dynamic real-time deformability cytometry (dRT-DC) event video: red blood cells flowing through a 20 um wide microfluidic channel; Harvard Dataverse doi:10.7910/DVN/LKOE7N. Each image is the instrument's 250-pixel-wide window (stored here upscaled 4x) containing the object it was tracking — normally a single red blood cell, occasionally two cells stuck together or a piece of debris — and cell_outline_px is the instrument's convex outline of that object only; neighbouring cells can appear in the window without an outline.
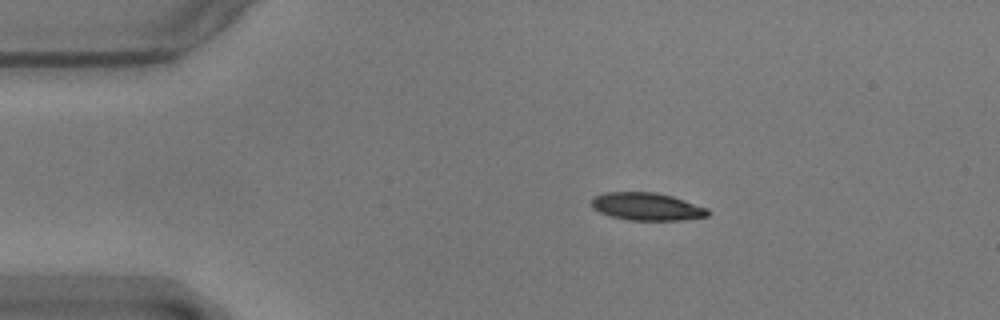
{"species": "common noctule bat (a hibernating species)", "species_latin": "Nyctalus noctula", "temperature_condition": "warm", "stored_images_in_passage": 47, "camera_frame_rate_fps": 3000, "um_per_image_px": 0.085, "animal": {"sex": "male", "body_mass_g": 17.9}, "frame": {"image": 1, "passage_image": 1, "time_ms": 0.0, "image_size_px": [1000, 320], "cell_outline_px": [[708, 216], [680, 220], [628, 220], [612, 216], [600, 212], [592, 208], [592, 196], [604, 192], [656, 192], [672, 196], [708, 208]], "centroid_in_image_um": [54.95, 17.55], "position_along_channel_um": 30.0, "area_um2": 18.73}}
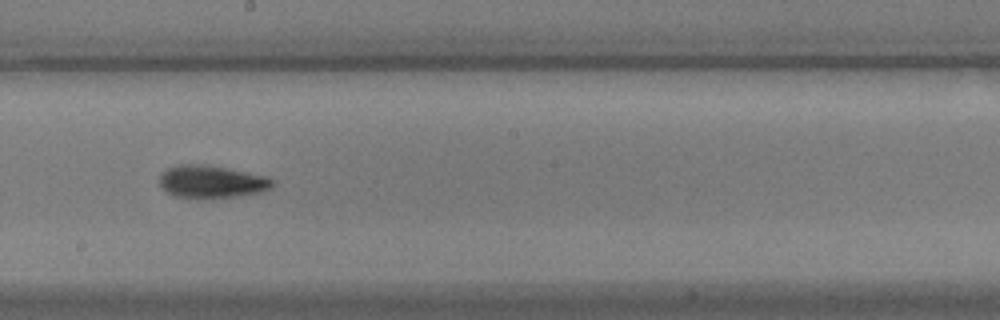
{"frame": {"image": 2, "passage_image": 22, "time_ms": 7.0, "image_size_px": [1000, 320], "cell_outline_px": [[276, 184], [272, 188], [260, 192], [236, 196], [196, 200], [176, 196], [168, 192], [160, 184], [160, 176], [168, 168], [180, 164], [208, 164], [268, 176]], "centroid_in_image_um": [18.02, 15.45], "position_along_channel_um": 230.2, "area_um2": 21.79}}
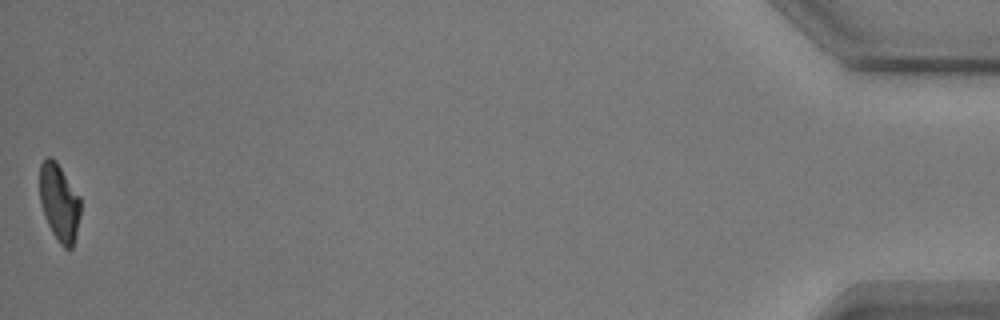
{"frame": {"image": 3, "passage_image": 47, "time_ms": 15.333, "image_size_px": [1000, 320], "cell_outline_px": [[80, 216], [72, 248], [64, 248], [60, 244], [52, 232], [44, 216], [40, 200], [40, 164], [48, 156], [56, 160], [80, 196]], "centroid_in_image_um": [5.04, 17.19], "position_along_channel_um": 430.2, "area_um2": 18.32}, "authors_computed_cell_mechanics": {"area_um2": 19.941, "velocity_mm_per_s": 3.5626, "shape_relaxation_time_tau1_ms": 3.5061, "shape_relaxation_time_tau2_ms": 2.0915, "deformation_change_tau1": 0.1598, "deformation_change_tau2": 0.089}}